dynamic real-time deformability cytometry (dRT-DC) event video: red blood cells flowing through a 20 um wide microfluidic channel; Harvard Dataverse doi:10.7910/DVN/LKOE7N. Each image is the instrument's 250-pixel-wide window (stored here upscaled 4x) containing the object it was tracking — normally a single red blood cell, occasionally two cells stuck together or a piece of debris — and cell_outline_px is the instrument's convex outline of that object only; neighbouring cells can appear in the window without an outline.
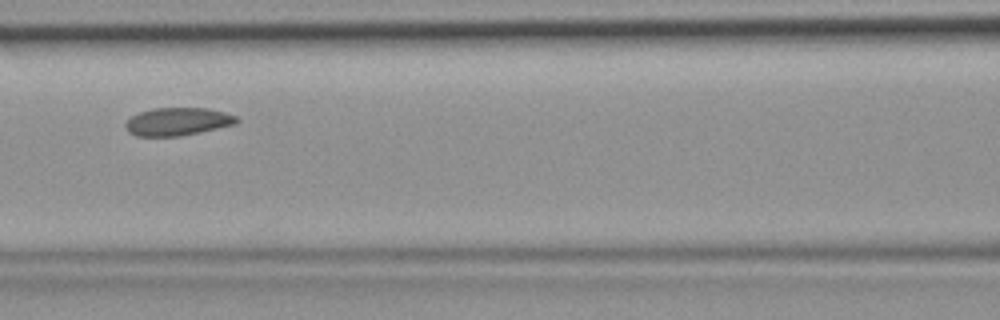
{"species": "common noctule bat (a hibernating species)", "species_latin": "Nyctalus noctula", "temperature_condition": "room temperature", "stored_images_in_passage": 31, "camera_frame_rate_fps": 3000, "um_per_image_px": 0.085, "animal": {"sex": "female", "body_mass_g": 19.9}, "frame": {"image": 1, "passage_image": 10, "time_ms": 3.0, "image_size_px": [1000, 320], "cell_outline_px": [[240, 120], [236, 124], [200, 132], [180, 136], [136, 136], [128, 132], [124, 128], [124, 124], [132, 116], [140, 112], [152, 108], [208, 108], [224, 112], [236, 116]], "centroid_in_image_um": [15.09, 10.34], "position_along_channel_um": 151.5, "area_um2": 18.15}}